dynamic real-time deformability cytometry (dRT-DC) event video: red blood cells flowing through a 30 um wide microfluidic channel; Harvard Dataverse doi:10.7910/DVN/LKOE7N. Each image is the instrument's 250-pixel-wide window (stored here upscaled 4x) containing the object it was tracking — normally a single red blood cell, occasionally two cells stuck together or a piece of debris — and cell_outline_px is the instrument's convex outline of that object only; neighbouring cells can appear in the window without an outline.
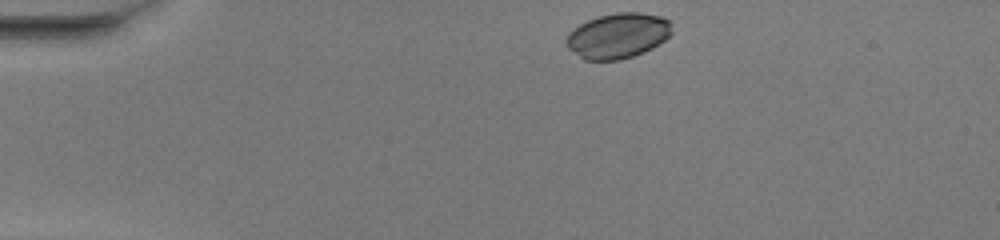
{"species": "common noctule bat (a hibernating species)", "species_latin": "Nyctalus noctula", "temperature_condition": "warm", "stored_images_in_passage": 42, "camera_frame_rate_fps": 3000, "um_per_image_px": 0.085, "animal": {"sex": "female", "body_mass_g": 20.0, "forearm_length_mm": 54.0}, "frame": {"image": 1, "passage_image": 1, "time_ms": 0.0, "image_size_px": [1000, 240], "cell_outline_px": [[672, 32], [664, 40], [652, 48], [644, 52], [620, 60], [584, 60], [568, 48], [564, 40], [568, 32], [572, 28], [588, 20], [600, 16], [616, 12], [640, 12], [664, 16], [668, 20]], "centroid_in_image_um": [52.49, 3.03], "position_along_channel_um": 32.5, "area_um2": 27.98}}
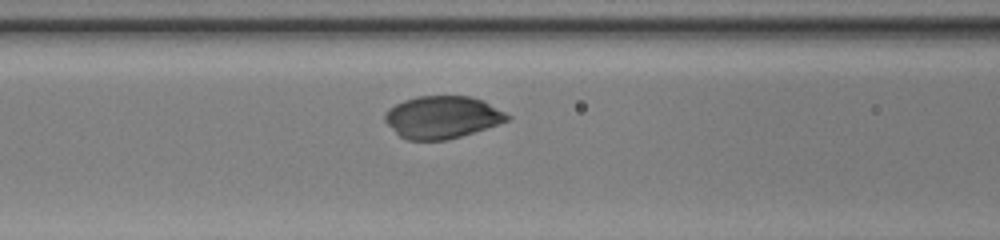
{"frame": {"image": 2, "passage_image": 13, "time_ms": 4.0, "image_size_px": [1000, 240], "cell_outline_px": [[512, 116], [508, 120], [500, 124], [448, 140], [408, 140], [400, 136], [384, 120], [384, 112], [388, 108], [404, 100], [416, 96], [472, 96], [484, 100]], "centroid_in_image_um": [37.61, 9.95], "position_along_channel_um": 129.0, "area_um2": 30.4}}
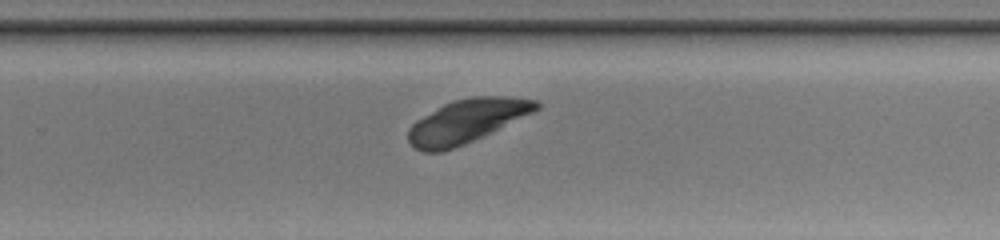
{"frame": {"image": 3, "passage_image": 25, "time_ms": 8.0, "image_size_px": [1000, 240], "cell_outline_px": [[540, 108], [532, 112], [464, 144], [440, 152], [424, 152], [416, 148], [408, 140], [408, 128], [416, 120], [444, 104], [452, 100], [472, 96], [508, 96], [536, 100], [540, 104]], "centroid_in_image_um": [39.64, 10.27], "position_along_channel_um": 290.2, "area_um2": 31.85}}